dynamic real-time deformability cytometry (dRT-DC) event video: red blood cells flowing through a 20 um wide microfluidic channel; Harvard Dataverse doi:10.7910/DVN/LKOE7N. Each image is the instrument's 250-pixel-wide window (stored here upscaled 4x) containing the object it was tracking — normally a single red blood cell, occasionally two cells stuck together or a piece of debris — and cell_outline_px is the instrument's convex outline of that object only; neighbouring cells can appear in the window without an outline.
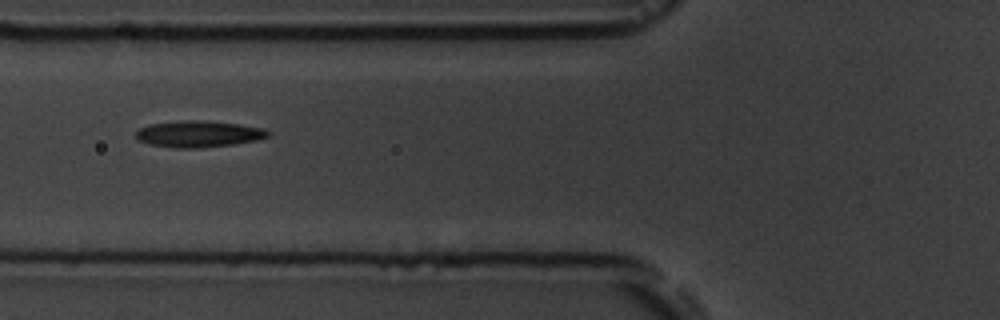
{"species": "common noctule bat (a hibernating species)", "species_latin": "Nyctalus noctula", "temperature_condition": "room temperature", "stored_images_in_passage": 7, "camera_frame_rate_fps": 3000, "um_per_image_px": 0.085, "animal": {"sex": "male", "body_mass_g": 19.5, "forearm_length_mm": 54.6}, "frame": {"image": 1, "passage_image": 5, "time_ms": 5.333, "image_size_px": [1000, 320], "cell_outline_px": [[272, 132], [268, 136], [256, 140], [232, 144], [196, 148], [176, 148], [152, 144], [140, 140], [136, 136], [136, 132], [140, 128], [148, 124], [184, 120], [196, 120], [240, 124], [264, 128]], "centroid_in_image_um": [16.91, 11.37], "position_along_channel_um": 108.9, "area_um2": 20.11}}
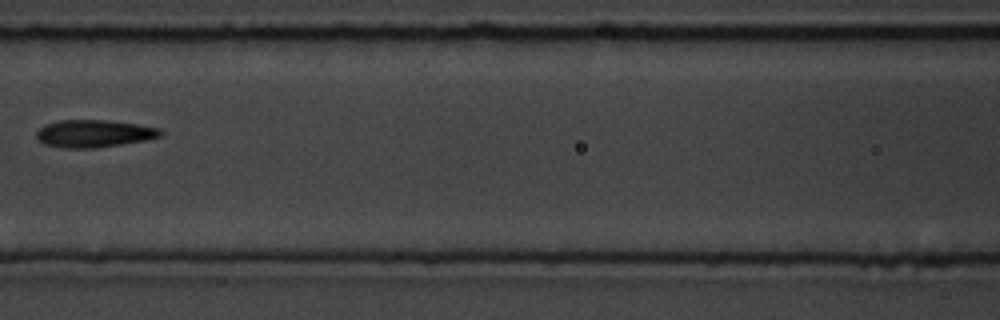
{"frame": {"image": 2, "passage_image": 6, "time_ms": 6.667, "image_size_px": [1000, 320], "cell_outline_px": [[164, 132], [160, 136], [144, 140], [96, 148], [64, 148], [44, 144], [36, 140], [36, 132], [44, 124], [60, 120], [108, 120], [136, 124], [160, 128]], "centroid_in_image_um": [7.95, 11.35], "position_along_channel_um": 158.7, "area_um2": 19.88}}